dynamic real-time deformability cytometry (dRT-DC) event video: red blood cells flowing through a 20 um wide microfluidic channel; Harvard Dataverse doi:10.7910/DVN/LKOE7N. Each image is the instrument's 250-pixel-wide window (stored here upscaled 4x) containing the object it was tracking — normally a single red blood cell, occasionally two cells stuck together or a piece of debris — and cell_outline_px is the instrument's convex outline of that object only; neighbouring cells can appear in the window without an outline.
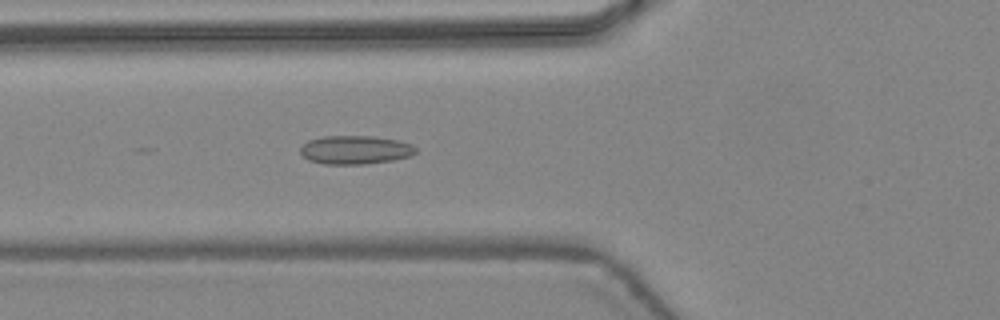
{"species": "common noctule bat (a hibernating species)", "species_latin": "Nyctalus noctula", "temperature_condition": "warm", "stored_images_in_passage": 25, "camera_frame_rate_fps": 3000, "um_per_image_px": 0.085, "animal": {"sex": "female", "body_mass_g": 24.6, "forearm_length_mm": 56.2}, "frame": {"image": 1, "passage_image": 5, "time_ms": 1.333, "image_size_px": [1000, 320], "cell_outline_px": [[416, 152], [408, 156], [392, 160], [364, 164], [324, 164], [308, 160], [300, 152], [300, 148], [308, 140], [324, 136], [372, 136], [396, 140], [412, 144], [416, 148]], "centroid_in_image_um": [30.17, 12.74], "position_along_channel_um": 95.6, "area_um2": 19.07}}
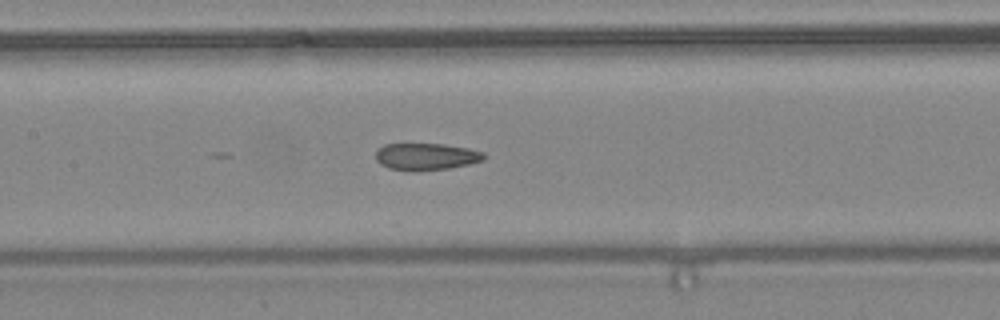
{"frame": {"image": 2, "passage_image": 10, "time_ms": 3.0, "image_size_px": [1000, 320], "cell_outline_px": [[484, 160], [468, 164], [448, 168], [416, 172], [388, 168], [380, 164], [376, 160], [376, 148], [384, 144], [444, 144], [468, 148], [484, 152]], "centroid_in_image_um": [36.18, 13.31], "position_along_channel_um": 171.2, "area_um2": 17.17}}
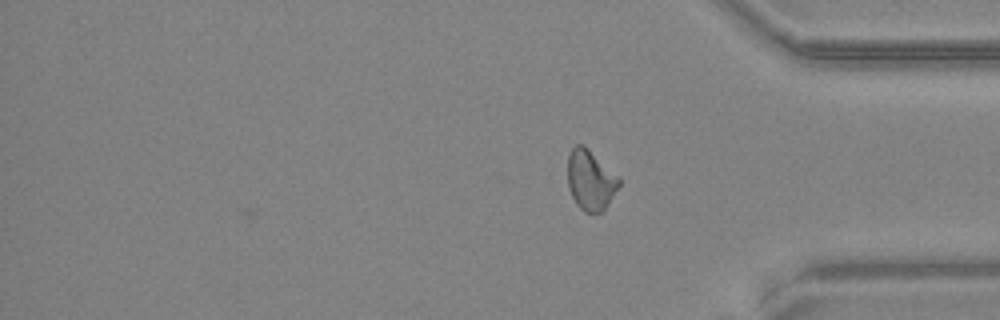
{"frame": {"image": 3, "passage_image": 25, "time_ms": 8.0, "image_size_px": [1000, 320], "cell_outline_px": [[620, 184], [604, 208], [600, 212], [584, 212], [576, 204], [568, 188], [568, 156], [572, 148], [576, 144], [584, 144], [620, 176]], "centroid_in_image_um": [50.19, 15.26], "position_along_channel_um": 385.0, "area_um2": 18.03}, "authors_computed_cell_mechanics": {"area_um2": 17.4556, "velocity_mm_per_s": 4.4911, "shape_relaxation_time_tau1_ms": null, "shape_relaxation_time_tau2_ms": 1.7813, "deformation_change_tau1": null, "deformation_change_tau2": 0.0827}}